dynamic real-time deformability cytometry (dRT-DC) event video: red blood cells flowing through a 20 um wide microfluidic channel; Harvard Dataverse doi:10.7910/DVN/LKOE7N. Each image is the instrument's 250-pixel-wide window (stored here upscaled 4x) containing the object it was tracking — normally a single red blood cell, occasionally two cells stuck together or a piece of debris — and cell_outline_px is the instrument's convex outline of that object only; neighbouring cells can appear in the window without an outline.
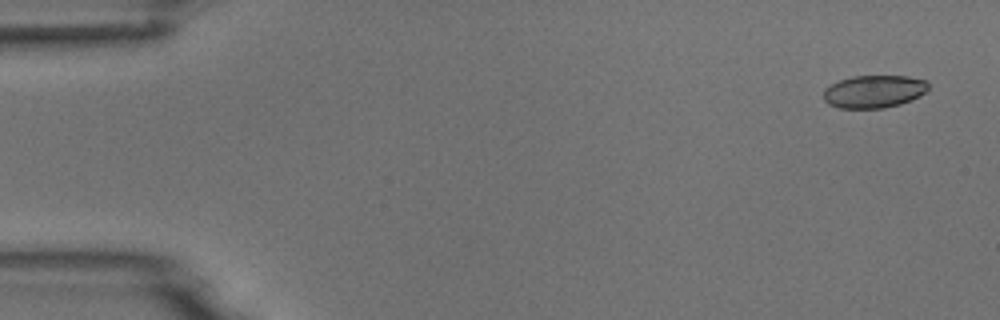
{"species": "common noctule bat (a hibernating species)", "species_latin": "Nyctalus noctula", "temperature_condition": "room temperature", "stored_images_in_passage": 4, "camera_frame_rate_fps": 3000, "um_per_image_px": 0.085, "animal": {"sex": "male", "body_mass_g": 18.8}, "frame": {"image": 1, "passage_image": 1, "time_ms": 0.0, "image_size_px": [1000, 320], "cell_outline_px": [[928, 88], [920, 96], [912, 100], [900, 104], [884, 108], [840, 108], [828, 104], [824, 100], [824, 88], [840, 80], [852, 76], [908, 76], [928, 80]], "centroid_in_image_um": [74.3, 7.77], "position_along_channel_um": 10.7, "area_um2": 20.06}}
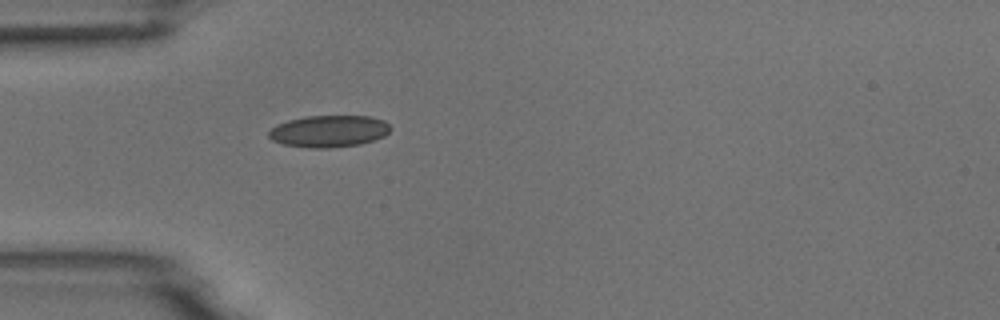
{"frame": {"image": 2, "passage_image": 4, "time_ms": 4.333, "image_size_px": [1000, 320], "cell_outline_px": [[392, 128], [384, 136], [360, 144], [332, 148], [308, 148], [284, 144], [272, 140], [268, 136], [268, 132], [276, 124], [288, 120], [304, 116], [368, 116], [384, 120]], "centroid_in_image_um": [27.94, 11.15], "position_along_channel_um": 57.1, "area_um2": 22.66}}